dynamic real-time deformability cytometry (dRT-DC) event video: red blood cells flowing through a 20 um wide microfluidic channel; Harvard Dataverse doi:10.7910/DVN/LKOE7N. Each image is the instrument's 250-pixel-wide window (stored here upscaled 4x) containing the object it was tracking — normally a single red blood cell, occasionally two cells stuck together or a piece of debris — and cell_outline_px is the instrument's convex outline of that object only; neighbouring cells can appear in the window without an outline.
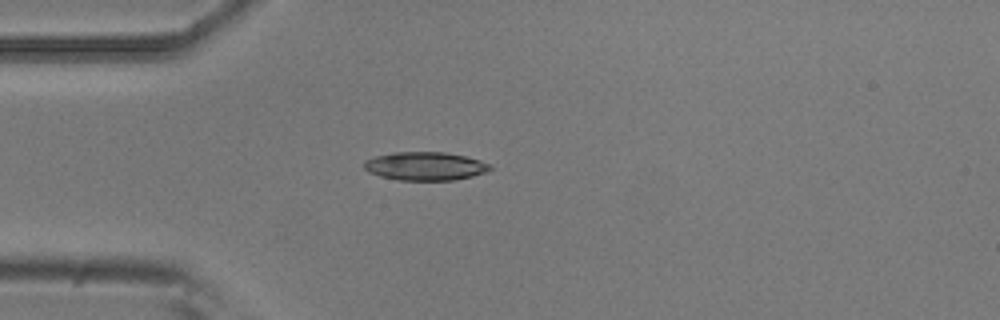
{"species": "common noctule bat (a hibernating species)", "species_latin": "Nyctalus noctula", "temperature_condition": "room temperature", "stored_images_in_passage": 1, "camera_frame_rate_fps": 3000, "um_per_image_px": 0.085, "animal": {"sex": "male", "body_mass_g": 20.5, "forearm_length_mm": 52.5}, "frame": {"image": 1, "passage_image": 1, "time_ms": 0.0, "image_size_px": [1000, 320], "cell_outline_px": [[492, 168], [484, 172], [472, 176], [452, 180], [400, 180], [380, 176], [368, 172], [364, 168], [364, 160], [376, 156], [392, 152], [444, 152], [464, 156], [480, 160], [488, 164]], "centroid_in_image_um": [36.09, 14.12], "position_along_channel_um": 48.9, "area_um2": 20.69}}